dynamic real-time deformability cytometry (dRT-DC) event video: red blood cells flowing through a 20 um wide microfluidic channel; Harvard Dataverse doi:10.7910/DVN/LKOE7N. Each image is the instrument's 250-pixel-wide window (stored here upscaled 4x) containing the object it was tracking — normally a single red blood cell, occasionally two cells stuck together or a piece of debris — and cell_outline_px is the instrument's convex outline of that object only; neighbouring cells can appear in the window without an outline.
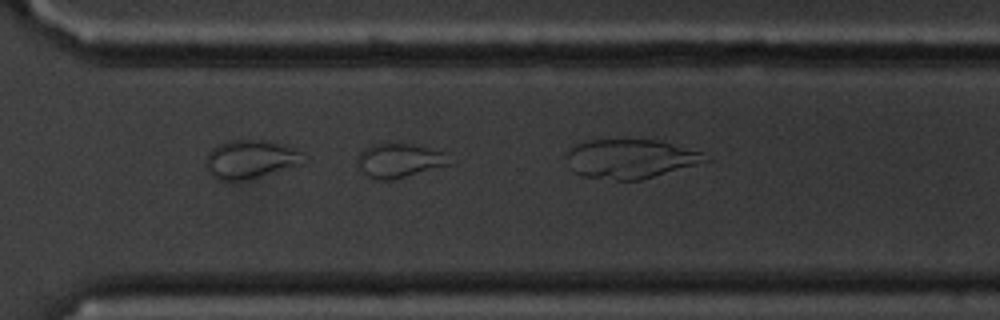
{"species": "common noctule bat (a hibernating species)", "species_latin": "Nyctalus noctula", "temperature_condition": "cold", "stored_images_in_passage": 39, "camera_frame_rate_fps": 3000, "um_per_image_px": 0.085, "animal": {"sex": "male", "body_mass_g": 20.1, "forearm_length_mm": 53.5}, "frame": {"image": 1, "passage_image": 39, "time_ms": 12.667, "image_size_px": [1000, 320], "cell_outline_px": [[712, 160], [640, 180], [616, 180], [584, 176], [572, 172], [564, 156], [576, 144], [592, 140], [660, 140], [704, 152]], "centroid_in_image_um": [53.61, 13.5], "position_along_channel_um": 317.0, "area_um2": 31.73}}